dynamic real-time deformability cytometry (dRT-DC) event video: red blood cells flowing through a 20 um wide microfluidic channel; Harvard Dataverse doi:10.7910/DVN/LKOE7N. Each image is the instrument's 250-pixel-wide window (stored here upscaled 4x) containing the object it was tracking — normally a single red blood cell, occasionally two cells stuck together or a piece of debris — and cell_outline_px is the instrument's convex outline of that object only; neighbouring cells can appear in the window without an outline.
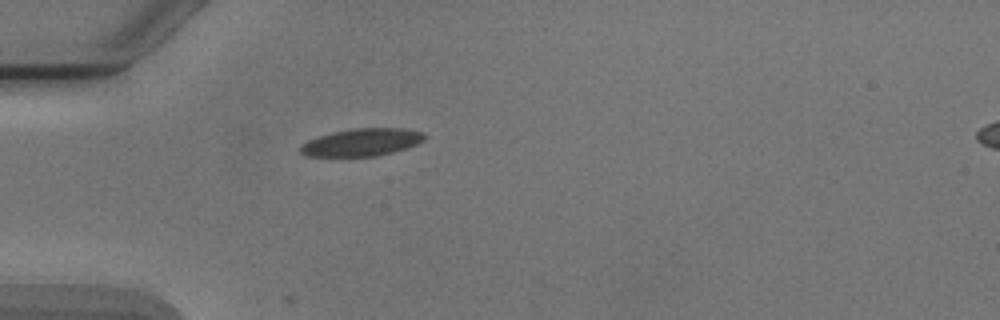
{"species": "Egyptian fruit bat (a non-hibernating species)", "species_latin": "Rousettus aegyptiacus", "temperature_condition": "cold", "stored_images_in_passage": 3, "camera_frame_rate_fps": 3000, "um_per_image_px": 0.085, "animal": {"sex": "male"}, "frame": {"image": 1, "passage_image": 3, "time_ms": 2.333, "image_size_px": [1000, 320], "cell_outline_px": [[424, 140], [416, 144], [392, 152], [376, 156], [308, 156], [300, 152], [300, 148], [308, 140], [320, 136], [352, 128], [400, 128], [420, 132], [424, 136]], "centroid_in_image_um": [30.74, 12.1], "position_along_channel_um": 54.3, "area_um2": 19.36}}